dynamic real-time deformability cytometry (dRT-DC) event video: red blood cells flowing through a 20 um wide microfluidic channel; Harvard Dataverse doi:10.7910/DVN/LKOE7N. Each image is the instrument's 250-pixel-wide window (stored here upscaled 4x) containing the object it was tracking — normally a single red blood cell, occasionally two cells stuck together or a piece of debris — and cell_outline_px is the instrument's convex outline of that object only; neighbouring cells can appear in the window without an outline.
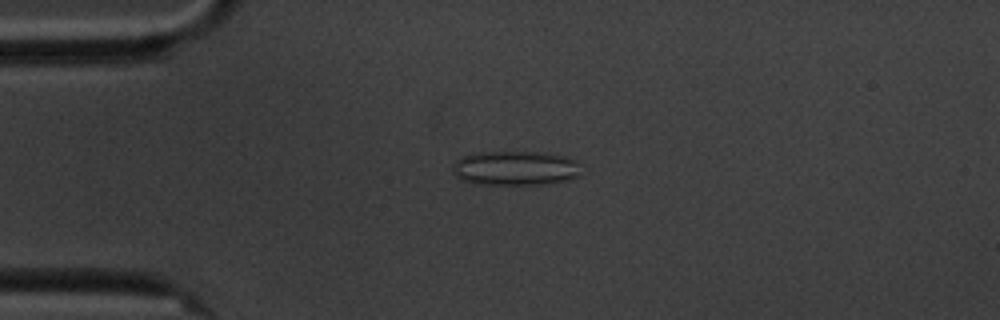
{"species": "common noctule bat (a hibernating species)", "species_latin": "Nyctalus noctula", "temperature_condition": "cold", "stored_images_in_passage": 6, "camera_frame_rate_fps": 3000, "um_per_image_px": 0.085, "animal": {"sex": "male", "body_mass_g": 20.1, "forearm_length_mm": 53.5}, "frame": {"image": 1, "passage_image": 4, "time_ms": 4.0, "image_size_px": [1000, 320], "cell_outline_px": [[576, 176], [564, 180], [548, 184], [480, 184], [460, 180], [452, 172], [452, 168], [456, 160], [460, 156], [480, 152], [548, 152], [568, 156], [576, 160]], "centroid_in_image_um": [43.73, 14.28], "position_along_channel_um": 41.3, "area_um2": 25.72}}
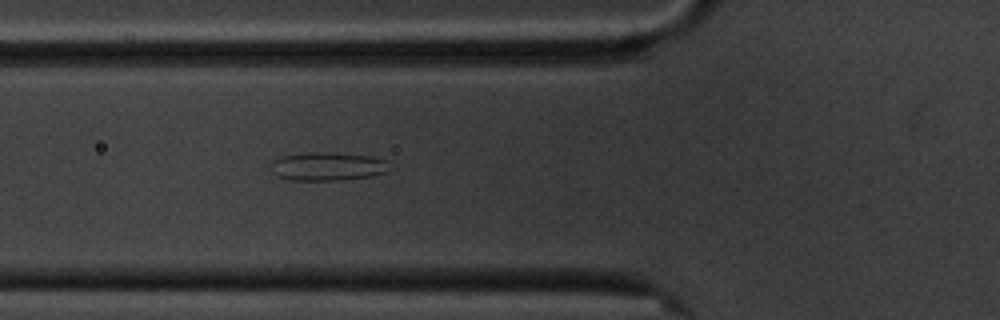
{"frame": {"image": 2, "passage_image": 6, "time_ms": 6.333, "image_size_px": [1000, 320], "cell_outline_px": [[388, 172], [372, 176], [340, 180], [288, 180], [276, 176], [272, 172], [272, 160], [280, 156], [308, 152], [332, 152], [368, 156], [388, 160]], "centroid_in_image_um": [27.83, 14.14], "position_along_channel_um": 98.0, "area_um2": 19.83}}